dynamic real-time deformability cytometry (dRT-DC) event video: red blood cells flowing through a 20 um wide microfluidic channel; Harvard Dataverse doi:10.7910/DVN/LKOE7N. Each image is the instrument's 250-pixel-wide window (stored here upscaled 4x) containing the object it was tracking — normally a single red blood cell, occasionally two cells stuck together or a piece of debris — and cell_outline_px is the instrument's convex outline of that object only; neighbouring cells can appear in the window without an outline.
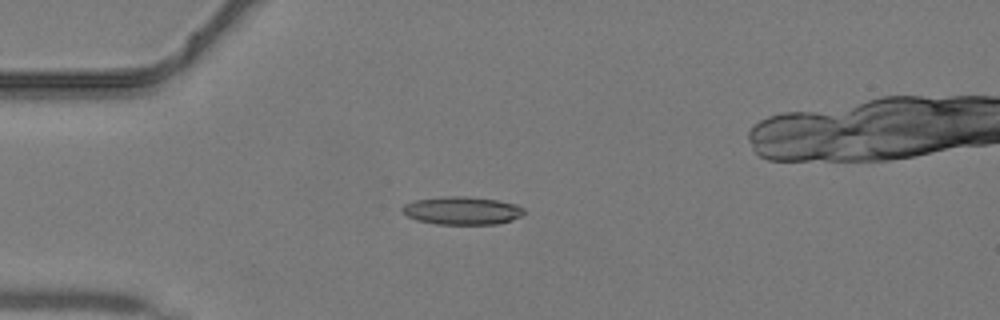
{"species": "common noctule bat (a hibernating species)", "species_latin": "Nyctalus noctula", "temperature_condition": "warm", "stored_images_in_passage": 8, "camera_frame_rate_fps": 3000, "um_per_image_px": 0.085, "animal": {"sex": "male", "body_mass_g": 19.2, "forearm_length_mm": 51.8}, "frame": {"image": 1, "passage_image": 1, "time_ms": 0.0, "image_size_px": [1000, 320], "cell_outline_px": [[524, 212], [520, 216], [512, 220], [496, 224], [436, 224], [416, 220], [400, 212], [400, 208], [404, 204], [416, 200], [444, 196], [464, 196], [496, 200], [516, 204], [524, 208]], "centroid_in_image_um": [39.24, 17.9], "position_along_channel_um": 45.8, "area_um2": 19.88}}
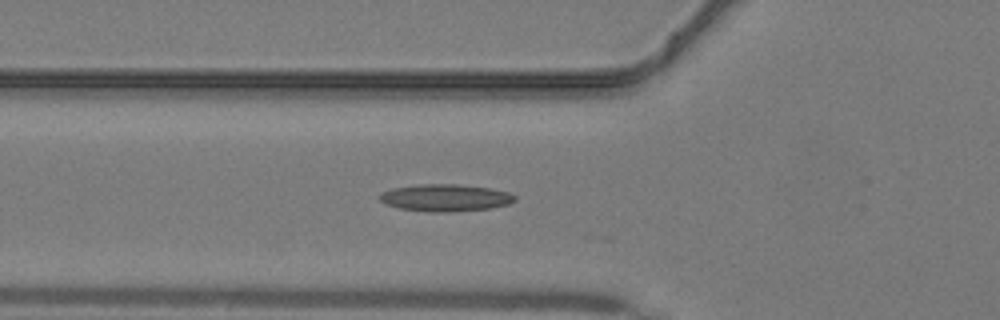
{"frame": {"image": 2, "passage_image": 5, "time_ms": 1.333, "image_size_px": [1000, 320], "cell_outline_px": [[516, 200], [508, 204], [492, 208], [448, 212], [432, 212], [400, 208], [384, 204], [380, 200], [380, 192], [392, 188], [420, 184], [456, 184], [488, 188], [508, 192], [516, 196]], "centroid_in_image_um": [37.84, 16.81], "position_along_channel_um": 88.0, "area_um2": 21.33}}
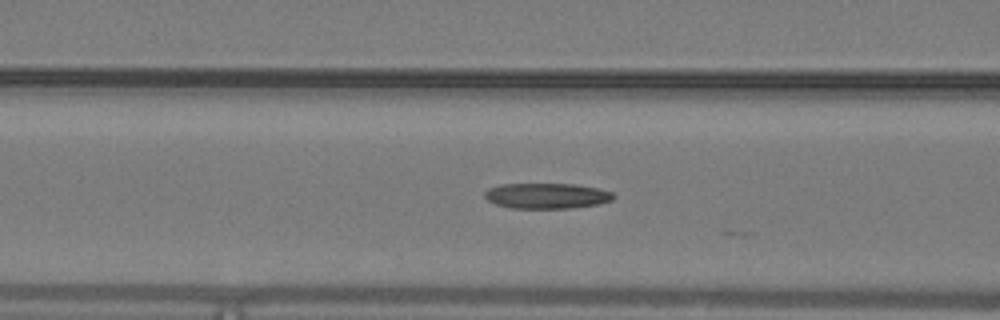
{"frame": {"image": 3, "passage_image": 7, "time_ms": 2.0, "image_size_px": [1000, 320], "cell_outline_px": [[616, 196], [612, 200], [600, 204], [568, 208], [512, 208], [496, 204], [488, 200], [484, 196], [484, 192], [488, 188], [500, 184], [572, 184], [596, 188], [612, 192]], "centroid_in_image_um": [46.46, 16.64], "position_along_channel_um": 120.1, "area_um2": 19.07}}